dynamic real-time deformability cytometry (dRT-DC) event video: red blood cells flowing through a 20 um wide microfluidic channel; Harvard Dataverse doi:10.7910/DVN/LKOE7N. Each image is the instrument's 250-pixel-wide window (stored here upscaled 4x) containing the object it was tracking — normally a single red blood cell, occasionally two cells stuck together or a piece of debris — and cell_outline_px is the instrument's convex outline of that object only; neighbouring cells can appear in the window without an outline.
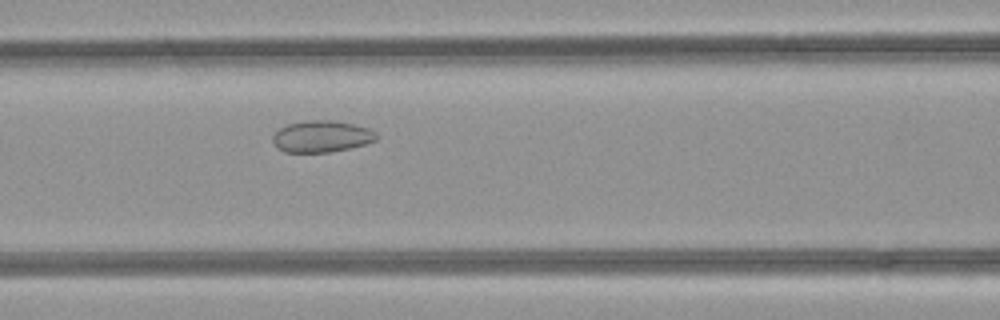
{"species": "common noctule bat (a hibernating species)", "species_latin": "Nyctalus noctula", "temperature_condition": "room temperature", "stored_images_in_passage": 41, "camera_frame_rate_fps": 3000, "um_per_image_px": 0.085, "animal": {"sex": "female", "body_mass_g": 21.9}, "frame": {"image": 1, "passage_image": 13, "time_ms": 4.0, "image_size_px": [1000, 320], "cell_outline_px": [[380, 136], [376, 140], [364, 144], [348, 148], [328, 152], [284, 152], [276, 148], [272, 140], [272, 136], [280, 128], [288, 124], [304, 120], [332, 120], [352, 124], [368, 128], [376, 132]], "centroid_in_image_um": [27.32, 11.59], "position_along_channel_um": 139.3, "area_um2": 19.13}}
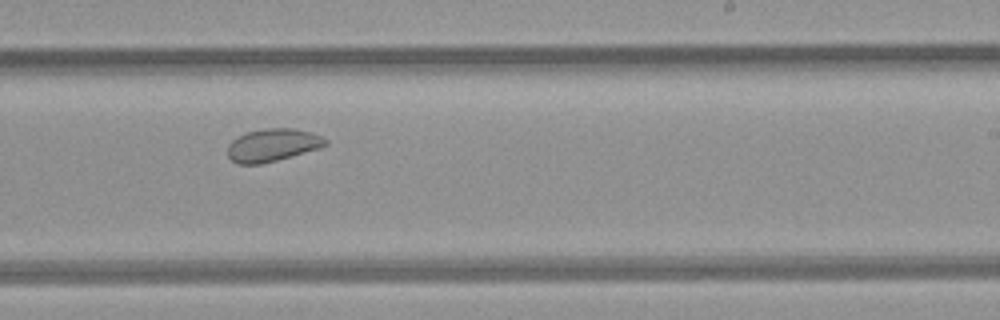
{"frame": {"image": 2, "passage_image": 22, "time_ms": 7.0, "image_size_px": [1000, 320], "cell_outline_px": [[328, 144], [320, 148], [276, 160], [260, 164], [240, 164], [232, 160], [228, 156], [228, 144], [232, 140], [248, 132], [264, 128], [296, 128], [312, 132], [328, 140]], "centroid_in_image_um": [23.19, 12.32], "position_along_channel_um": 265.8, "area_um2": 18.55}}
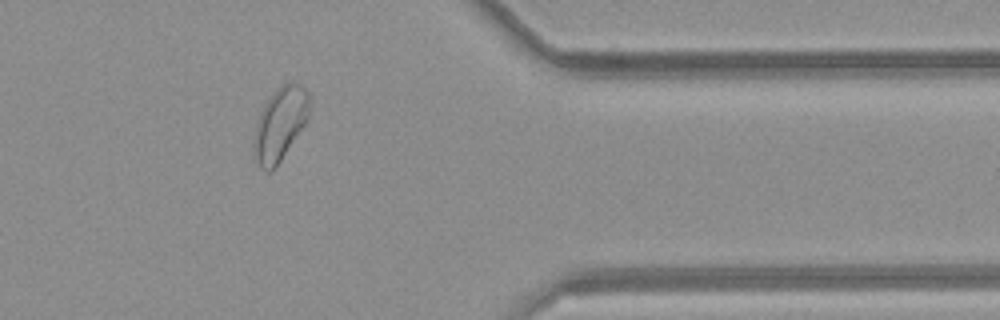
{"frame": {"image": 3, "passage_image": 32, "time_ms": 10.333, "image_size_px": [1000, 320], "cell_outline_px": [[308, 120], [280, 160], [268, 172], [264, 172], [260, 168], [256, 160], [252, 144], [256, 124], [260, 112], [264, 104], [276, 88], [280, 84], [292, 80], [300, 84], [308, 92]], "centroid_in_image_um": [23.78, 10.5], "position_along_channel_um": 387.6, "area_um2": 23.58}, "authors_computed_cell_mechanics": {"area_um2": 22.0218, "velocity_mm_per_s": 4.227, "shape_relaxation_time_tau1_ms": null, "shape_relaxation_time_tau2_ms": 1.7006, "deformation_change_tau1": null, "deformation_change_tau2": 0.0462}}